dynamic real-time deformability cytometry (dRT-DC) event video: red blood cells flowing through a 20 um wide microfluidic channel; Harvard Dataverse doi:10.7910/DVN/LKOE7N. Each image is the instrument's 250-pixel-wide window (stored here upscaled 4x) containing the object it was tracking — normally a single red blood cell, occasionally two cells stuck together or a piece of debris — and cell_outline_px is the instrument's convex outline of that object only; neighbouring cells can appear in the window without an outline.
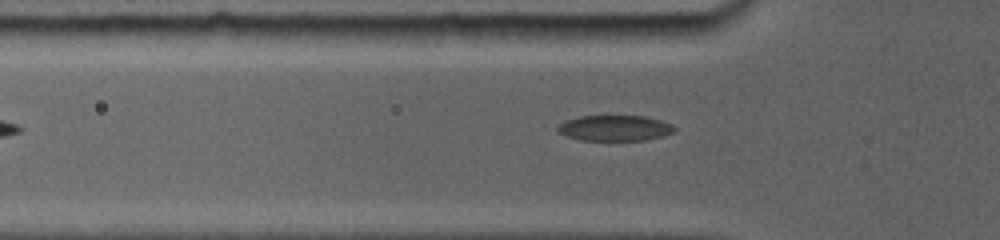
{"species": "common noctule bat (a hibernating species)", "species_latin": "Nyctalus noctula", "temperature_condition": "room temperature", "stored_images_in_passage": 13, "camera_frame_rate_fps": 5000, "um_per_image_px": 0.085, "animal": {"sex": "female", "body_mass_g": 19.0, "forearm_length_mm": 56.7}, "frame": {"image": 1, "passage_image": 3, "time_ms": 0.8, "image_size_px": [1000, 240], "cell_outline_px": [[676, 128], [672, 132], [660, 136], [644, 140], [584, 140], [568, 136], [560, 132], [556, 128], [560, 124], [568, 120], [580, 116], [644, 116], [660, 120]], "centroid_in_image_um": [52.25, 10.88], "position_along_channel_um": 73.6, "area_um2": 16.94}}
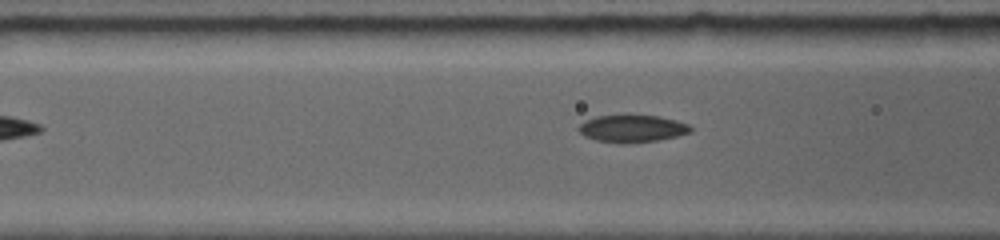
{"frame": {"image": 2, "passage_image": 7, "time_ms": 1.8, "image_size_px": [1000, 240], "cell_outline_px": [[692, 128], [688, 132], [676, 136], [656, 140], [600, 140], [588, 136], [580, 132], [580, 124], [596, 116], [656, 116], [676, 120], [688, 124]], "centroid_in_image_um": [53.8, 10.88], "position_along_channel_um": 112.8, "area_um2": 16.24}}
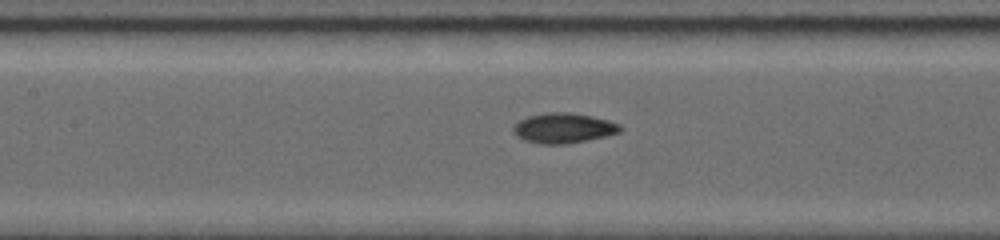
{"frame": {"image": 3, "passage_image": 12, "time_ms": 3.0, "image_size_px": [1000, 240], "cell_outline_px": [[620, 128], [616, 132], [604, 136], [564, 144], [544, 144], [528, 140], [520, 136], [512, 128], [520, 120], [528, 116], [548, 112], [568, 112], [592, 116], [608, 120], [616, 124]], "centroid_in_image_um": [47.87, 10.86], "position_along_channel_um": 159.5, "area_um2": 17.92}}